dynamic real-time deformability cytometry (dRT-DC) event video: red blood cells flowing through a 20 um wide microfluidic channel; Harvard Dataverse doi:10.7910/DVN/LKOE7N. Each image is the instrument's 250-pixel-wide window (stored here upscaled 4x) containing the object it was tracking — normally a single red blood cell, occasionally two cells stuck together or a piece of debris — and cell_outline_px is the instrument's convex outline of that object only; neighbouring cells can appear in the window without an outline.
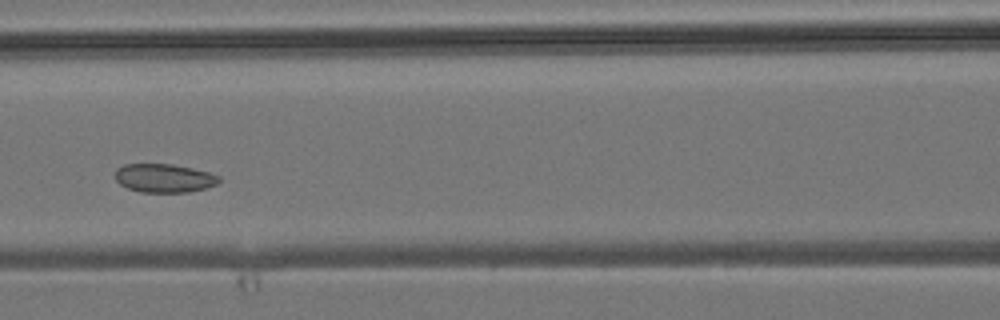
{"species": "common noctule bat (a hibernating species)", "species_latin": "Nyctalus noctula", "temperature_condition": "room temperature", "stored_images_in_passage": 4, "camera_frame_rate_fps": 3000, "um_per_image_px": 0.085, "animal": {"sex": "male", "body_mass_g": 19.2, "forearm_length_mm": 51.8}, "frame": {"image": 1, "passage_image": 4, "time_ms": 3.333, "image_size_px": [1000, 320], "cell_outline_px": [[220, 180], [216, 184], [204, 188], [188, 192], [140, 192], [128, 188], [120, 184], [116, 180], [116, 168], [124, 164], [172, 164], [192, 168], [208, 172], [220, 176]], "centroid_in_image_um": [13.93, 15.13], "position_along_channel_um": 152.7, "area_um2": 17.22}}